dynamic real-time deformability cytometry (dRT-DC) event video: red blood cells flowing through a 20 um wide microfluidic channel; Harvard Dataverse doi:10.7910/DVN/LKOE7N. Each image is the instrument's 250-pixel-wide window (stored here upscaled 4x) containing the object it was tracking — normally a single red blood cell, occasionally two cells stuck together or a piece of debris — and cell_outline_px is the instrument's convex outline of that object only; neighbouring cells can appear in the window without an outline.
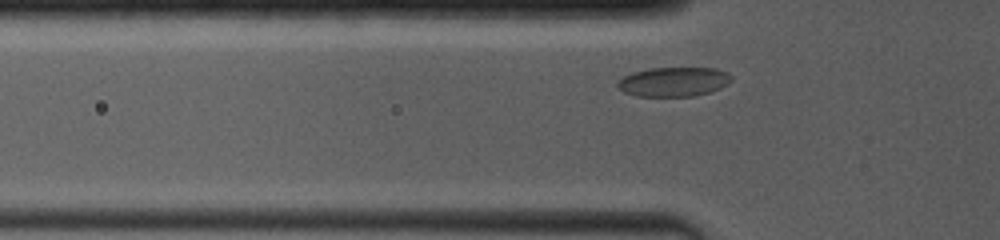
{"species": "common noctule bat (a hibernating species)", "species_latin": "Nyctalus noctula", "temperature_condition": "room temperature", "stored_images_in_passage": 24, "camera_frame_rate_fps": 4000, "um_per_image_px": 0.085, "animal": {"sex": "female", "body_mass_g": 19.0, "forearm_length_mm": 53.3}, "frame": {"image": 1, "passage_image": 5, "time_ms": 1.0, "image_size_px": [1000, 240], "cell_outline_px": [[732, 80], [728, 84], [712, 92], [692, 96], [636, 96], [624, 92], [616, 84], [624, 76], [632, 72], [648, 68], [716, 68], [728, 72], [732, 76]], "centroid_in_image_um": [57.3, 6.94], "position_along_channel_um": 68.5, "area_um2": 19.59}}
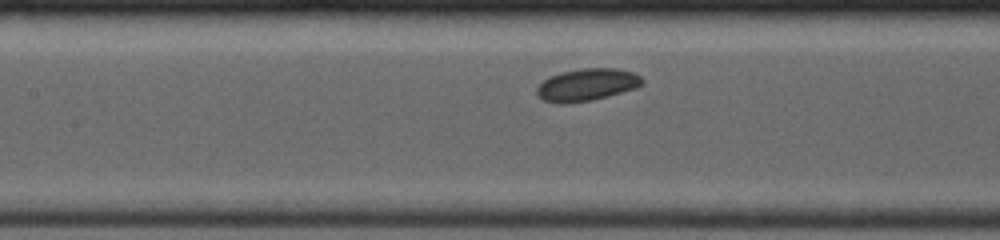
{"frame": {"image": 2, "passage_image": 14, "time_ms": 3.25, "image_size_px": [1000, 240], "cell_outline_px": [[644, 84], [636, 88], [608, 96], [592, 100], [564, 104], [556, 104], [544, 100], [536, 96], [536, 88], [544, 80], [560, 72], [580, 68], [616, 68], [632, 72], [640, 76], [644, 80]], "centroid_in_image_um": [49.88, 7.21], "position_along_channel_um": 157.5, "area_um2": 20.0}}
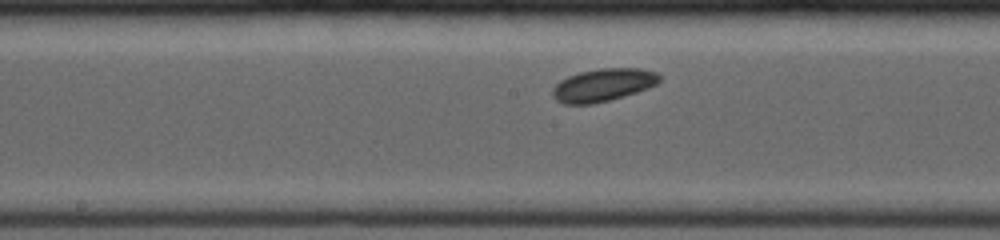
{"frame": {"image": 3, "passage_image": 18, "time_ms": 4.25, "image_size_px": [1000, 240], "cell_outline_px": [[660, 80], [656, 84], [648, 88], [636, 92], [608, 100], [592, 104], [564, 104], [556, 100], [552, 96], [552, 88], [560, 80], [568, 76], [580, 72], [600, 68], [640, 68], [656, 72], [660, 76]], "centroid_in_image_um": [51.24, 7.22], "position_along_channel_um": 197.0, "area_um2": 20.35}}